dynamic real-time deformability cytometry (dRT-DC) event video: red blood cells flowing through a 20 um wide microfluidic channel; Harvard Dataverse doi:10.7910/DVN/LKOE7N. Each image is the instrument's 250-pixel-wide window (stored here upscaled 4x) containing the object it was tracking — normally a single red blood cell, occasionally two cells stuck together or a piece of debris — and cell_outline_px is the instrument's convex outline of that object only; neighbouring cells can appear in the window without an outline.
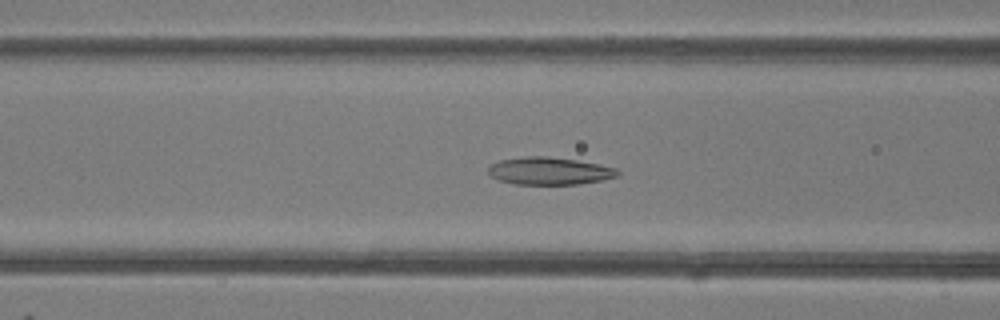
{"species": "common noctule bat (a hibernating species)", "species_latin": "Nyctalus noctula", "temperature_condition": "room temperature", "stored_images_in_passage": 44, "camera_frame_rate_fps": 3000, "um_per_image_px": 0.085, "animal": {"sex": "female"}, "frame": {"image": 1, "passage_image": 15, "time_ms": 4.667, "image_size_px": [1000, 320], "cell_outline_px": [[620, 176], [580, 184], [516, 184], [500, 180], [492, 176], [488, 172], [488, 168], [492, 164], [500, 160], [524, 156], [548, 156], [576, 160], [600, 164], [616, 168], [620, 172]], "centroid_in_image_um": [46.73, 14.52], "position_along_channel_um": 119.9, "area_um2": 20.69}}
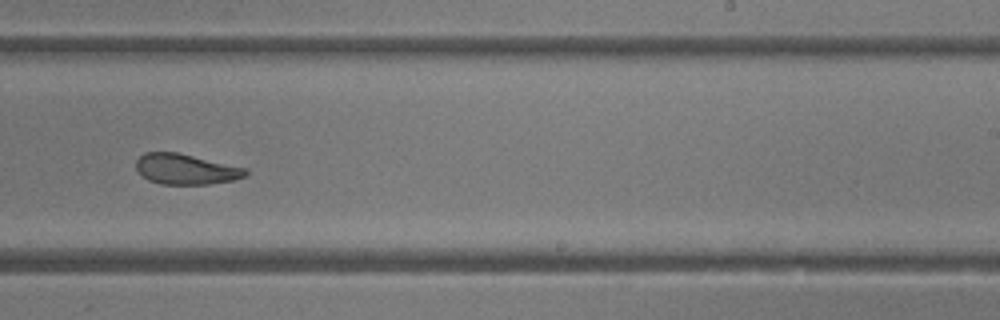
{"frame": {"image": 2, "passage_image": 26, "time_ms": 8.333, "image_size_px": [1000, 320], "cell_outline_px": [[248, 176], [232, 180], [208, 184], [160, 184], [148, 180], [136, 168], [136, 160], [144, 152], [176, 152], [248, 168]], "centroid_in_image_um": [15.82, 14.38], "position_along_channel_um": 273.2, "area_um2": 19.42}}
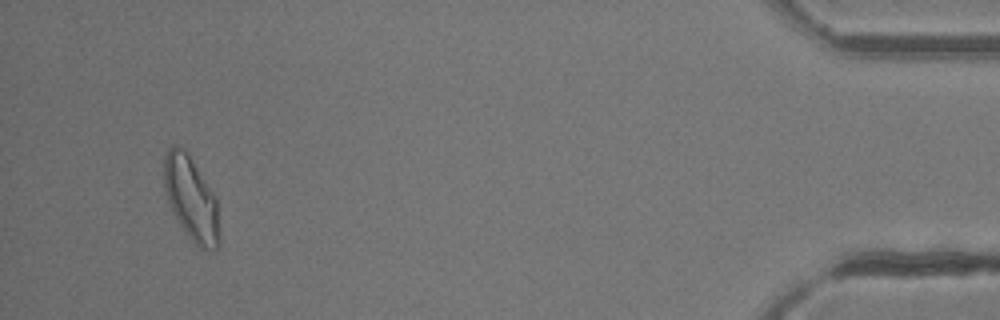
{"frame": {"image": 3, "passage_image": 42, "time_ms": 13.667, "image_size_px": [1000, 320], "cell_outline_px": [[220, 244], [216, 248], [200, 248], [188, 236], [172, 212], [168, 200], [164, 184], [164, 156], [168, 148], [172, 144], [176, 144], [184, 148], [188, 152], [216, 196], [220, 240]], "centroid_in_image_um": [16.25, 16.83], "position_along_channel_um": 419.0, "area_um2": 27.11}, "authors_computed_cell_mechanics": {"area_um2": 22.1085, "velocity_mm_per_s": 4.1893, "shape_relaxation_time_tau1_ms": 5.9606, "shape_relaxation_time_tau2_ms": 1.9374, "deformation_change_tau1": 0.1935, "deformation_change_tau2": 0.0937}}